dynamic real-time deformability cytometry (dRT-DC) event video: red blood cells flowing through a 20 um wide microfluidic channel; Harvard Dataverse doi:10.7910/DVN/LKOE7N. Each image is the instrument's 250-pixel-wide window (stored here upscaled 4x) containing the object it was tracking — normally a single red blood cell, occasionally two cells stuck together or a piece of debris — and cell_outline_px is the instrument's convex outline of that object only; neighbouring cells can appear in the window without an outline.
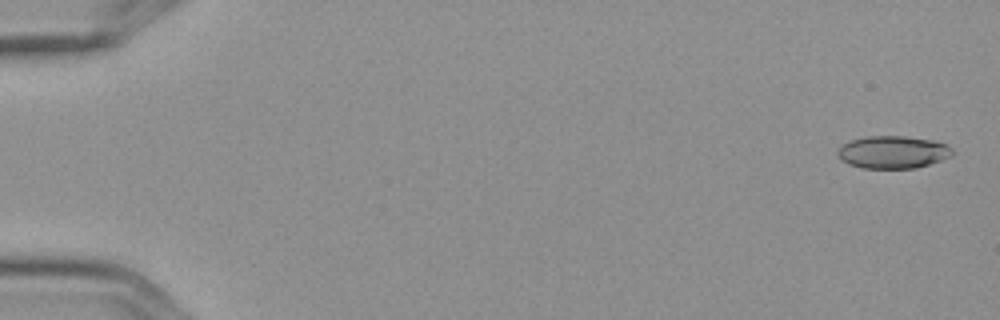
{"species": "Egyptian fruit bat (a non-hibernating species)", "species_latin": "Rousettus aegyptiacus", "temperature_condition": "cold", "stored_images_in_passage": 6, "camera_frame_rate_fps": 3000, "um_per_image_px": 0.085, "frame": {"image": 1, "passage_image": 1, "time_ms": 0.0, "image_size_px": [1000, 320], "cell_outline_px": [[952, 156], [916, 168], [864, 168], [848, 164], [840, 160], [836, 156], [836, 152], [844, 144], [852, 140], [868, 136], [904, 136], [932, 140], [948, 144], [952, 148]], "centroid_in_image_um": [75.89, 12.93], "position_along_channel_um": 9.1, "area_um2": 21.73}}
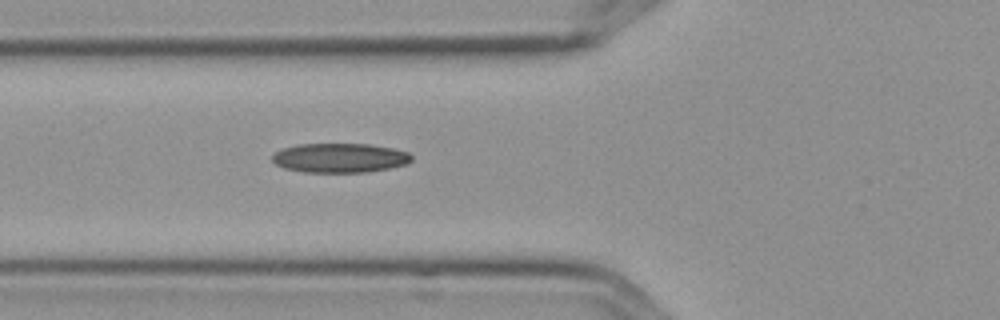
{"frame": {"image": 2, "passage_image": 6, "time_ms": 1.667, "image_size_px": [1000, 320], "cell_outline_px": [[412, 160], [408, 164], [388, 168], [364, 172], [304, 172], [284, 168], [276, 164], [272, 160], [272, 156], [276, 152], [284, 148], [296, 144], [368, 144], [392, 148], [408, 152], [412, 156]], "centroid_in_image_um": [28.89, 13.42], "position_along_channel_um": 96.9, "area_um2": 23.76}}